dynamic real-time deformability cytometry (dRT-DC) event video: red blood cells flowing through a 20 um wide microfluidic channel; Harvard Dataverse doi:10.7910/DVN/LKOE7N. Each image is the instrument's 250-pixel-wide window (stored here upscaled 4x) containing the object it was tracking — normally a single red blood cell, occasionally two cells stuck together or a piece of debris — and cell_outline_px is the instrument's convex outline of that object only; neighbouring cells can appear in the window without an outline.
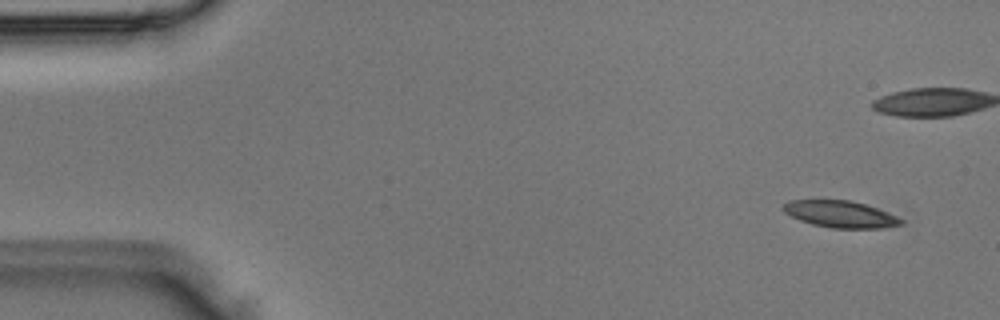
{"species": "Egyptian fruit bat (a non-hibernating species)", "species_latin": "Rousettus aegyptiacus", "temperature_condition": "room temperature", "stored_images_in_passage": 5, "camera_frame_rate_fps": 3000, "um_per_image_px": 0.085, "animal": {"sex": "male"}, "frame": {"image": 1, "passage_image": 1, "time_ms": 0.0, "image_size_px": [1000, 320], "cell_outline_px": [[904, 224], [880, 228], [832, 228], [812, 224], [800, 220], [784, 212], [780, 208], [788, 200], [852, 200], [888, 212], [904, 220]], "centroid_in_image_um": [71.42, 18.2], "position_along_channel_um": 13.6, "area_um2": 18.38}}
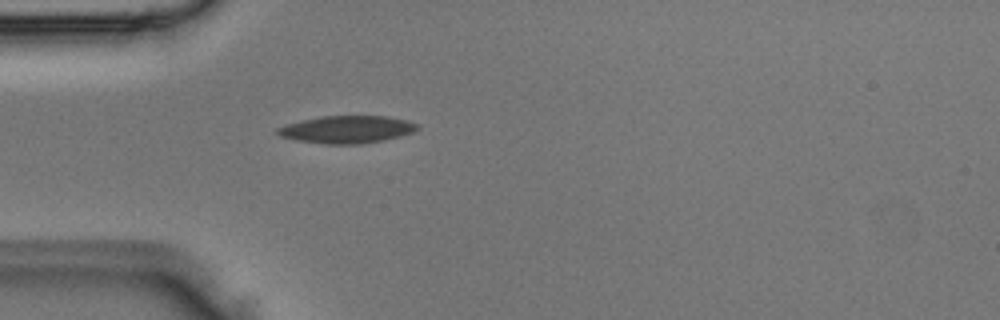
{"frame": {"image": 2, "passage_image": 5, "time_ms": 1.333, "image_size_px": [1000, 320], "cell_outline_px": [[420, 128], [412, 132], [400, 136], [384, 140], [360, 144], [328, 144], [300, 140], [280, 136], [276, 132], [276, 128], [288, 124], [320, 116], [384, 116], [408, 120], [420, 124]], "centroid_in_image_um": [29.55, 11.0], "position_along_channel_um": 55.5, "area_um2": 22.2}}